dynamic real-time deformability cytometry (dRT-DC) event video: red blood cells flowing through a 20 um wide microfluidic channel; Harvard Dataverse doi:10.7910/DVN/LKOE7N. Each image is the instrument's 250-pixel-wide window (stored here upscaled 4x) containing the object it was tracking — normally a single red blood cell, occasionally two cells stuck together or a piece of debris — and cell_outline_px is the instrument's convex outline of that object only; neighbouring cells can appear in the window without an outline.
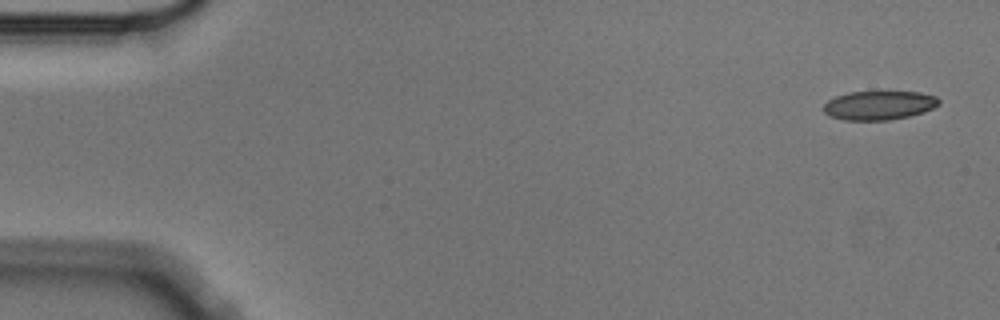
{"species": "Egyptian fruit bat (a non-hibernating species)", "species_latin": "Rousettus aegyptiacus", "temperature_condition": "cold", "stored_images_in_passage": 4, "camera_frame_rate_fps": 3000, "um_per_image_px": 0.085, "animal": {"sex": "male"}, "frame": {"image": 1, "passage_image": 1, "time_ms": 0.0, "image_size_px": [1000, 320], "cell_outline_px": [[940, 104], [924, 112], [908, 116], [888, 120], [844, 120], [828, 116], [824, 112], [824, 104], [828, 100], [836, 96], [848, 92], [920, 92], [936, 96], [940, 100]], "centroid_in_image_um": [74.71, 8.95], "position_along_channel_um": 10.3, "area_um2": 19.48}}
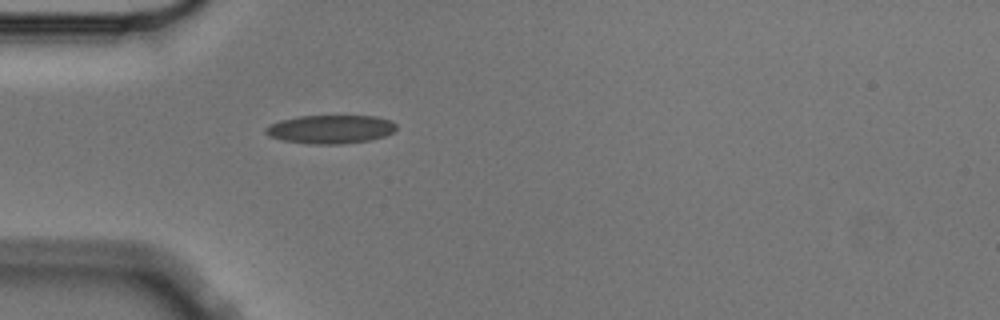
{"frame": {"image": 2, "passage_image": 4, "time_ms": 1.0, "image_size_px": [1000, 320], "cell_outline_px": [[396, 128], [392, 132], [384, 136], [368, 140], [340, 144], [312, 144], [284, 140], [268, 136], [264, 132], [264, 128], [268, 124], [280, 120], [300, 116], [376, 116], [392, 120], [396, 124]], "centroid_in_image_um": [28.07, 10.97], "position_along_channel_um": 56.9, "area_um2": 21.73}}